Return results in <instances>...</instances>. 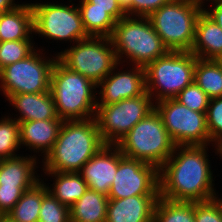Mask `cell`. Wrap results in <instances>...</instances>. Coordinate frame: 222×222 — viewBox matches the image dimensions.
Instances as JSON below:
<instances>
[{"label":"cell","mask_w":222,"mask_h":222,"mask_svg":"<svg viewBox=\"0 0 222 222\" xmlns=\"http://www.w3.org/2000/svg\"><path fill=\"white\" fill-rule=\"evenodd\" d=\"M77 5L79 9L106 10L117 22L126 16L118 0H80Z\"/></svg>","instance_id":"cell-34"},{"label":"cell","mask_w":222,"mask_h":222,"mask_svg":"<svg viewBox=\"0 0 222 222\" xmlns=\"http://www.w3.org/2000/svg\"><path fill=\"white\" fill-rule=\"evenodd\" d=\"M153 222H195L194 202L170 201L159 197L154 208Z\"/></svg>","instance_id":"cell-26"},{"label":"cell","mask_w":222,"mask_h":222,"mask_svg":"<svg viewBox=\"0 0 222 222\" xmlns=\"http://www.w3.org/2000/svg\"><path fill=\"white\" fill-rule=\"evenodd\" d=\"M116 146L124 156L150 163L159 169L172 155L176 145L154 109L133 126Z\"/></svg>","instance_id":"cell-6"},{"label":"cell","mask_w":222,"mask_h":222,"mask_svg":"<svg viewBox=\"0 0 222 222\" xmlns=\"http://www.w3.org/2000/svg\"><path fill=\"white\" fill-rule=\"evenodd\" d=\"M34 44L33 39L0 42V70L29 56L36 48Z\"/></svg>","instance_id":"cell-29"},{"label":"cell","mask_w":222,"mask_h":222,"mask_svg":"<svg viewBox=\"0 0 222 222\" xmlns=\"http://www.w3.org/2000/svg\"><path fill=\"white\" fill-rule=\"evenodd\" d=\"M175 99L196 112H206L210 101L208 95L195 82L186 86Z\"/></svg>","instance_id":"cell-32"},{"label":"cell","mask_w":222,"mask_h":222,"mask_svg":"<svg viewBox=\"0 0 222 222\" xmlns=\"http://www.w3.org/2000/svg\"><path fill=\"white\" fill-rule=\"evenodd\" d=\"M203 6L202 0H171L149 16L154 30L169 51H191Z\"/></svg>","instance_id":"cell-5"},{"label":"cell","mask_w":222,"mask_h":222,"mask_svg":"<svg viewBox=\"0 0 222 222\" xmlns=\"http://www.w3.org/2000/svg\"><path fill=\"white\" fill-rule=\"evenodd\" d=\"M197 58H222V28L204 11L197 19L195 40L190 51Z\"/></svg>","instance_id":"cell-20"},{"label":"cell","mask_w":222,"mask_h":222,"mask_svg":"<svg viewBox=\"0 0 222 222\" xmlns=\"http://www.w3.org/2000/svg\"><path fill=\"white\" fill-rule=\"evenodd\" d=\"M18 5H20V3L16 2L15 0H0V14L3 12L13 10Z\"/></svg>","instance_id":"cell-38"},{"label":"cell","mask_w":222,"mask_h":222,"mask_svg":"<svg viewBox=\"0 0 222 222\" xmlns=\"http://www.w3.org/2000/svg\"><path fill=\"white\" fill-rule=\"evenodd\" d=\"M43 49H35L25 59L0 70V91L5 100L14 94L49 91L52 69L58 57L57 54L47 57Z\"/></svg>","instance_id":"cell-9"},{"label":"cell","mask_w":222,"mask_h":222,"mask_svg":"<svg viewBox=\"0 0 222 222\" xmlns=\"http://www.w3.org/2000/svg\"><path fill=\"white\" fill-rule=\"evenodd\" d=\"M121 65L118 63L112 72L97 85V105H109L143 95L147 91L144 67L130 65L124 70L125 68H121Z\"/></svg>","instance_id":"cell-14"},{"label":"cell","mask_w":222,"mask_h":222,"mask_svg":"<svg viewBox=\"0 0 222 222\" xmlns=\"http://www.w3.org/2000/svg\"><path fill=\"white\" fill-rule=\"evenodd\" d=\"M203 5L210 2V5L203 6V11L222 28V0H203ZM212 5V6H211ZM207 6H210L209 8ZM207 7V8H206Z\"/></svg>","instance_id":"cell-37"},{"label":"cell","mask_w":222,"mask_h":222,"mask_svg":"<svg viewBox=\"0 0 222 222\" xmlns=\"http://www.w3.org/2000/svg\"><path fill=\"white\" fill-rule=\"evenodd\" d=\"M196 56L191 52L168 51L145 68L146 90L154 101L175 98L194 82Z\"/></svg>","instance_id":"cell-7"},{"label":"cell","mask_w":222,"mask_h":222,"mask_svg":"<svg viewBox=\"0 0 222 222\" xmlns=\"http://www.w3.org/2000/svg\"><path fill=\"white\" fill-rule=\"evenodd\" d=\"M159 195H138L109 199L106 222H153Z\"/></svg>","instance_id":"cell-18"},{"label":"cell","mask_w":222,"mask_h":222,"mask_svg":"<svg viewBox=\"0 0 222 222\" xmlns=\"http://www.w3.org/2000/svg\"><path fill=\"white\" fill-rule=\"evenodd\" d=\"M155 109L147 91L140 96L123 99L109 105H97L95 119L105 144L116 145L133 126Z\"/></svg>","instance_id":"cell-11"},{"label":"cell","mask_w":222,"mask_h":222,"mask_svg":"<svg viewBox=\"0 0 222 222\" xmlns=\"http://www.w3.org/2000/svg\"><path fill=\"white\" fill-rule=\"evenodd\" d=\"M46 179H41L33 188L25 191L7 216L15 222H39L42 197L48 191Z\"/></svg>","instance_id":"cell-24"},{"label":"cell","mask_w":222,"mask_h":222,"mask_svg":"<svg viewBox=\"0 0 222 222\" xmlns=\"http://www.w3.org/2000/svg\"><path fill=\"white\" fill-rule=\"evenodd\" d=\"M0 222H15L14 220H12L10 217H8L7 215H0Z\"/></svg>","instance_id":"cell-41"},{"label":"cell","mask_w":222,"mask_h":222,"mask_svg":"<svg viewBox=\"0 0 222 222\" xmlns=\"http://www.w3.org/2000/svg\"><path fill=\"white\" fill-rule=\"evenodd\" d=\"M82 23L89 36L110 37L117 21L106 10L79 9Z\"/></svg>","instance_id":"cell-27"},{"label":"cell","mask_w":222,"mask_h":222,"mask_svg":"<svg viewBox=\"0 0 222 222\" xmlns=\"http://www.w3.org/2000/svg\"><path fill=\"white\" fill-rule=\"evenodd\" d=\"M110 39L118 63L129 66L145 68L169 51L149 17L124 16L115 24Z\"/></svg>","instance_id":"cell-3"},{"label":"cell","mask_w":222,"mask_h":222,"mask_svg":"<svg viewBox=\"0 0 222 222\" xmlns=\"http://www.w3.org/2000/svg\"><path fill=\"white\" fill-rule=\"evenodd\" d=\"M39 222H71L70 208L60 203L47 191L42 197Z\"/></svg>","instance_id":"cell-30"},{"label":"cell","mask_w":222,"mask_h":222,"mask_svg":"<svg viewBox=\"0 0 222 222\" xmlns=\"http://www.w3.org/2000/svg\"><path fill=\"white\" fill-rule=\"evenodd\" d=\"M62 123V119L19 122L20 146H25L26 151L29 149L31 153L34 152L33 156H43L44 159L52 150Z\"/></svg>","instance_id":"cell-17"},{"label":"cell","mask_w":222,"mask_h":222,"mask_svg":"<svg viewBox=\"0 0 222 222\" xmlns=\"http://www.w3.org/2000/svg\"><path fill=\"white\" fill-rule=\"evenodd\" d=\"M195 222H222V207L217 198L194 202Z\"/></svg>","instance_id":"cell-33"},{"label":"cell","mask_w":222,"mask_h":222,"mask_svg":"<svg viewBox=\"0 0 222 222\" xmlns=\"http://www.w3.org/2000/svg\"><path fill=\"white\" fill-rule=\"evenodd\" d=\"M56 54L64 66L96 85L118 64L110 37L89 36Z\"/></svg>","instance_id":"cell-8"},{"label":"cell","mask_w":222,"mask_h":222,"mask_svg":"<svg viewBox=\"0 0 222 222\" xmlns=\"http://www.w3.org/2000/svg\"><path fill=\"white\" fill-rule=\"evenodd\" d=\"M47 177H51L53 184L47 183L48 191L63 205L70 208L88 187L78 172H53L43 171Z\"/></svg>","instance_id":"cell-22"},{"label":"cell","mask_w":222,"mask_h":222,"mask_svg":"<svg viewBox=\"0 0 222 222\" xmlns=\"http://www.w3.org/2000/svg\"><path fill=\"white\" fill-rule=\"evenodd\" d=\"M118 168V147L105 144L78 172L88 189L108 196Z\"/></svg>","instance_id":"cell-15"},{"label":"cell","mask_w":222,"mask_h":222,"mask_svg":"<svg viewBox=\"0 0 222 222\" xmlns=\"http://www.w3.org/2000/svg\"><path fill=\"white\" fill-rule=\"evenodd\" d=\"M122 9L126 12L127 16H132V0H118Z\"/></svg>","instance_id":"cell-39"},{"label":"cell","mask_w":222,"mask_h":222,"mask_svg":"<svg viewBox=\"0 0 222 222\" xmlns=\"http://www.w3.org/2000/svg\"><path fill=\"white\" fill-rule=\"evenodd\" d=\"M107 195L87 189L82 197L70 207L71 222H106Z\"/></svg>","instance_id":"cell-23"},{"label":"cell","mask_w":222,"mask_h":222,"mask_svg":"<svg viewBox=\"0 0 222 222\" xmlns=\"http://www.w3.org/2000/svg\"><path fill=\"white\" fill-rule=\"evenodd\" d=\"M159 195V169L150 163L124 156L118 148V168L108 198Z\"/></svg>","instance_id":"cell-13"},{"label":"cell","mask_w":222,"mask_h":222,"mask_svg":"<svg viewBox=\"0 0 222 222\" xmlns=\"http://www.w3.org/2000/svg\"><path fill=\"white\" fill-rule=\"evenodd\" d=\"M169 136L176 146L210 145L206 112H196L175 98L155 103Z\"/></svg>","instance_id":"cell-12"},{"label":"cell","mask_w":222,"mask_h":222,"mask_svg":"<svg viewBox=\"0 0 222 222\" xmlns=\"http://www.w3.org/2000/svg\"><path fill=\"white\" fill-rule=\"evenodd\" d=\"M34 35L31 3L0 14V42L32 39Z\"/></svg>","instance_id":"cell-21"},{"label":"cell","mask_w":222,"mask_h":222,"mask_svg":"<svg viewBox=\"0 0 222 222\" xmlns=\"http://www.w3.org/2000/svg\"><path fill=\"white\" fill-rule=\"evenodd\" d=\"M206 124L210 145H217L222 140V97L210 99L206 111Z\"/></svg>","instance_id":"cell-31"},{"label":"cell","mask_w":222,"mask_h":222,"mask_svg":"<svg viewBox=\"0 0 222 222\" xmlns=\"http://www.w3.org/2000/svg\"><path fill=\"white\" fill-rule=\"evenodd\" d=\"M104 145L95 118L63 121L52 150L41 158V171L79 172Z\"/></svg>","instance_id":"cell-2"},{"label":"cell","mask_w":222,"mask_h":222,"mask_svg":"<svg viewBox=\"0 0 222 222\" xmlns=\"http://www.w3.org/2000/svg\"><path fill=\"white\" fill-rule=\"evenodd\" d=\"M7 101L17 110L15 112L18 115H14V119L18 122L60 119L50 90L42 93L14 94Z\"/></svg>","instance_id":"cell-19"},{"label":"cell","mask_w":222,"mask_h":222,"mask_svg":"<svg viewBox=\"0 0 222 222\" xmlns=\"http://www.w3.org/2000/svg\"><path fill=\"white\" fill-rule=\"evenodd\" d=\"M19 154L0 161V188L31 189L41 181L37 173L39 158Z\"/></svg>","instance_id":"cell-16"},{"label":"cell","mask_w":222,"mask_h":222,"mask_svg":"<svg viewBox=\"0 0 222 222\" xmlns=\"http://www.w3.org/2000/svg\"><path fill=\"white\" fill-rule=\"evenodd\" d=\"M27 190L0 188V215H7Z\"/></svg>","instance_id":"cell-35"},{"label":"cell","mask_w":222,"mask_h":222,"mask_svg":"<svg viewBox=\"0 0 222 222\" xmlns=\"http://www.w3.org/2000/svg\"><path fill=\"white\" fill-rule=\"evenodd\" d=\"M31 3L33 11L34 35L57 42L65 41L70 45L88 38L81 14L75 3L51 2ZM59 40V41H58ZM72 43V44H71Z\"/></svg>","instance_id":"cell-10"},{"label":"cell","mask_w":222,"mask_h":222,"mask_svg":"<svg viewBox=\"0 0 222 222\" xmlns=\"http://www.w3.org/2000/svg\"><path fill=\"white\" fill-rule=\"evenodd\" d=\"M208 147L210 145L175 146L172 155L159 168V197L185 202L216 198L219 192L214 188Z\"/></svg>","instance_id":"cell-1"},{"label":"cell","mask_w":222,"mask_h":222,"mask_svg":"<svg viewBox=\"0 0 222 222\" xmlns=\"http://www.w3.org/2000/svg\"><path fill=\"white\" fill-rule=\"evenodd\" d=\"M8 115L0 119V160L19 155L21 148L19 122Z\"/></svg>","instance_id":"cell-28"},{"label":"cell","mask_w":222,"mask_h":222,"mask_svg":"<svg viewBox=\"0 0 222 222\" xmlns=\"http://www.w3.org/2000/svg\"><path fill=\"white\" fill-rule=\"evenodd\" d=\"M194 82L210 99L222 97V64L220 60L196 57Z\"/></svg>","instance_id":"cell-25"},{"label":"cell","mask_w":222,"mask_h":222,"mask_svg":"<svg viewBox=\"0 0 222 222\" xmlns=\"http://www.w3.org/2000/svg\"><path fill=\"white\" fill-rule=\"evenodd\" d=\"M214 150H215V154L221 159H222V140L217 144V145H214Z\"/></svg>","instance_id":"cell-40"},{"label":"cell","mask_w":222,"mask_h":222,"mask_svg":"<svg viewBox=\"0 0 222 222\" xmlns=\"http://www.w3.org/2000/svg\"><path fill=\"white\" fill-rule=\"evenodd\" d=\"M171 0H132V16L149 17Z\"/></svg>","instance_id":"cell-36"},{"label":"cell","mask_w":222,"mask_h":222,"mask_svg":"<svg viewBox=\"0 0 222 222\" xmlns=\"http://www.w3.org/2000/svg\"><path fill=\"white\" fill-rule=\"evenodd\" d=\"M57 115L63 121L95 118L97 85L56 60L50 82Z\"/></svg>","instance_id":"cell-4"},{"label":"cell","mask_w":222,"mask_h":222,"mask_svg":"<svg viewBox=\"0 0 222 222\" xmlns=\"http://www.w3.org/2000/svg\"><path fill=\"white\" fill-rule=\"evenodd\" d=\"M219 195H220V194H218V195L216 196V198L220 201V204H221V207H222V197H219Z\"/></svg>","instance_id":"cell-42"}]
</instances>
